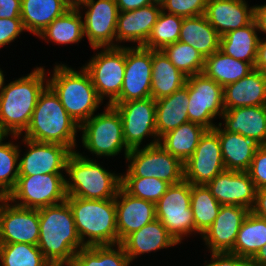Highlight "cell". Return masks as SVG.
I'll use <instances>...</instances> for the list:
<instances>
[{
  "label": "cell",
  "mask_w": 266,
  "mask_h": 266,
  "mask_svg": "<svg viewBox=\"0 0 266 266\" xmlns=\"http://www.w3.org/2000/svg\"><path fill=\"white\" fill-rule=\"evenodd\" d=\"M38 248L52 266H70L85 247L78 235L71 208L65 201L38 209Z\"/></svg>",
  "instance_id": "obj_1"
},
{
  "label": "cell",
  "mask_w": 266,
  "mask_h": 266,
  "mask_svg": "<svg viewBox=\"0 0 266 266\" xmlns=\"http://www.w3.org/2000/svg\"><path fill=\"white\" fill-rule=\"evenodd\" d=\"M45 69L37 67L27 76L10 82L0 94V135L17 138L29 126L39 95L48 85ZM45 84V85H44Z\"/></svg>",
  "instance_id": "obj_2"
},
{
  "label": "cell",
  "mask_w": 266,
  "mask_h": 266,
  "mask_svg": "<svg viewBox=\"0 0 266 266\" xmlns=\"http://www.w3.org/2000/svg\"><path fill=\"white\" fill-rule=\"evenodd\" d=\"M77 129L80 126L62 106L58 95L47 85L39 95L24 138L60 144L75 152Z\"/></svg>",
  "instance_id": "obj_3"
},
{
  "label": "cell",
  "mask_w": 266,
  "mask_h": 266,
  "mask_svg": "<svg viewBox=\"0 0 266 266\" xmlns=\"http://www.w3.org/2000/svg\"><path fill=\"white\" fill-rule=\"evenodd\" d=\"M66 202L84 246L118 244L115 198L92 200L67 196Z\"/></svg>",
  "instance_id": "obj_4"
},
{
  "label": "cell",
  "mask_w": 266,
  "mask_h": 266,
  "mask_svg": "<svg viewBox=\"0 0 266 266\" xmlns=\"http://www.w3.org/2000/svg\"><path fill=\"white\" fill-rule=\"evenodd\" d=\"M47 81L58 95L62 106L79 126L93 116L102 102L84 68L78 72L63 64L55 65L53 76Z\"/></svg>",
  "instance_id": "obj_5"
},
{
  "label": "cell",
  "mask_w": 266,
  "mask_h": 266,
  "mask_svg": "<svg viewBox=\"0 0 266 266\" xmlns=\"http://www.w3.org/2000/svg\"><path fill=\"white\" fill-rule=\"evenodd\" d=\"M67 196L92 200L114 199L121 187V175L108 172L96 161L79 152H72L66 161Z\"/></svg>",
  "instance_id": "obj_6"
},
{
  "label": "cell",
  "mask_w": 266,
  "mask_h": 266,
  "mask_svg": "<svg viewBox=\"0 0 266 266\" xmlns=\"http://www.w3.org/2000/svg\"><path fill=\"white\" fill-rule=\"evenodd\" d=\"M126 159L127 173L121 177L157 178L170 185L184 180V163L167 152L159 142H150L144 148L131 149Z\"/></svg>",
  "instance_id": "obj_7"
},
{
  "label": "cell",
  "mask_w": 266,
  "mask_h": 266,
  "mask_svg": "<svg viewBox=\"0 0 266 266\" xmlns=\"http://www.w3.org/2000/svg\"><path fill=\"white\" fill-rule=\"evenodd\" d=\"M79 130H83V146L96 156H115L124 147L126 158L130 151L124 141L120 113L112 105L107 104L103 113L93 115Z\"/></svg>",
  "instance_id": "obj_8"
},
{
  "label": "cell",
  "mask_w": 266,
  "mask_h": 266,
  "mask_svg": "<svg viewBox=\"0 0 266 266\" xmlns=\"http://www.w3.org/2000/svg\"><path fill=\"white\" fill-rule=\"evenodd\" d=\"M156 219L179 244L182 238L194 232L191 210V184L185 180L170 185L156 202ZM184 235V236H183Z\"/></svg>",
  "instance_id": "obj_9"
},
{
  "label": "cell",
  "mask_w": 266,
  "mask_h": 266,
  "mask_svg": "<svg viewBox=\"0 0 266 266\" xmlns=\"http://www.w3.org/2000/svg\"><path fill=\"white\" fill-rule=\"evenodd\" d=\"M64 177L63 174L19 176L6 198L18 206L31 209L61 203L67 197Z\"/></svg>",
  "instance_id": "obj_10"
},
{
  "label": "cell",
  "mask_w": 266,
  "mask_h": 266,
  "mask_svg": "<svg viewBox=\"0 0 266 266\" xmlns=\"http://www.w3.org/2000/svg\"><path fill=\"white\" fill-rule=\"evenodd\" d=\"M188 119L208 130L214 129L211 121L224 113L223 87L203 72L187 77Z\"/></svg>",
  "instance_id": "obj_11"
},
{
  "label": "cell",
  "mask_w": 266,
  "mask_h": 266,
  "mask_svg": "<svg viewBox=\"0 0 266 266\" xmlns=\"http://www.w3.org/2000/svg\"><path fill=\"white\" fill-rule=\"evenodd\" d=\"M125 46L104 47L83 65L88 72L99 98L109 97L111 105L120 95L125 74Z\"/></svg>",
  "instance_id": "obj_12"
},
{
  "label": "cell",
  "mask_w": 266,
  "mask_h": 266,
  "mask_svg": "<svg viewBox=\"0 0 266 266\" xmlns=\"http://www.w3.org/2000/svg\"><path fill=\"white\" fill-rule=\"evenodd\" d=\"M120 113L124 141L131 150L140 148L144 137L153 136L154 142H159L156 133V102L145 98L111 104ZM157 137V138H156Z\"/></svg>",
  "instance_id": "obj_13"
},
{
  "label": "cell",
  "mask_w": 266,
  "mask_h": 266,
  "mask_svg": "<svg viewBox=\"0 0 266 266\" xmlns=\"http://www.w3.org/2000/svg\"><path fill=\"white\" fill-rule=\"evenodd\" d=\"M224 170L218 133L214 129L207 130L193 155L184 163V180L193 185H207Z\"/></svg>",
  "instance_id": "obj_14"
},
{
  "label": "cell",
  "mask_w": 266,
  "mask_h": 266,
  "mask_svg": "<svg viewBox=\"0 0 266 266\" xmlns=\"http://www.w3.org/2000/svg\"><path fill=\"white\" fill-rule=\"evenodd\" d=\"M135 47H125L124 80L120 95L114 102L151 97L152 49L137 45Z\"/></svg>",
  "instance_id": "obj_15"
},
{
  "label": "cell",
  "mask_w": 266,
  "mask_h": 266,
  "mask_svg": "<svg viewBox=\"0 0 266 266\" xmlns=\"http://www.w3.org/2000/svg\"><path fill=\"white\" fill-rule=\"evenodd\" d=\"M0 243H27L39 241L38 209L10 205L6 197H0Z\"/></svg>",
  "instance_id": "obj_16"
},
{
  "label": "cell",
  "mask_w": 266,
  "mask_h": 266,
  "mask_svg": "<svg viewBox=\"0 0 266 266\" xmlns=\"http://www.w3.org/2000/svg\"><path fill=\"white\" fill-rule=\"evenodd\" d=\"M88 8L83 21L84 36H87L92 49L117 47L116 28L119 9L115 0H86Z\"/></svg>",
  "instance_id": "obj_17"
},
{
  "label": "cell",
  "mask_w": 266,
  "mask_h": 266,
  "mask_svg": "<svg viewBox=\"0 0 266 266\" xmlns=\"http://www.w3.org/2000/svg\"><path fill=\"white\" fill-rule=\"evenodd\" d=\"M23 142L29 150L19 158V176L62 174L60 171L66 170V161L72 153L68 147L27 138Z\"/></svg>",
  "instance_id": "obj_18"
},
{
  "label": "cell",
  "mask_w": 266,
  "mask_h": 266,
  "mask_svg": "<svg viewBox=\"0 0 266 266\" xmlns=\"http://www.w3.org/2000/svg\"><path fill=\"white\" fill-rule=\"evenodd\" d=\"M221 205H238L251 211L256 187L247 171L224 170L206 185Z\"/></svg>",
  "instance_id": "obj_19"
},
{
  "label": "cell",
  "mask_w": 266,
  "mask_h": 266,
  "mask_svg": "<svg viewBox=\"0 0 266 266\" xmlns=\"http://www.w3.org/2000/svg\"><path fill=\"white\" fill-rule=\"evenodd\" d=\"M250 210L238 205H221L218 215L202 237L211 253L230 252Z\"/></svg>",
  "instance_id": "obj_20"
},
{
  "label": "cell",
  "mask_w": 266,
  "mask_h": 266,
  "mask_svg": "<svg viewBox=\"0 0 266 266\" xmlns=\"http://www.w3.org/2000/svg\"><path fill=\"white\" fill-rule=\"evenodd\" d=\"M115 207L118 244L131 233L141 229L143 226L156 219L154 202L134 197L127 193L122 187H120L115 197Z\"/></svg>",
  "instance_id": "obj_21"
},
{
  "label": "cell",
  "mask_w": 266,
  "mask_h": 266,
  "mask_svg": "<svg viewBox=\"0 0 266 266\" xmlns=\"http://www.w3.org/2000/svg\"><path fill=\"white\" fill-rule=\"evenodd\" d=\"M204 15L219 35L223 36L249 25L254 20V6L248 8L245 0H208Z\"/></svg>",
  "instance_id": "obj_22"
},
{
  "label": "cell",
  "mask_w": 266,
  "mask_h": 266,
  "mask_svg": "<svg viewBox=\"0 0 266 266\" xmlns=\"http://www.w3.org/2000/svg\"><path fill=\"white\" fill-rule=\"evenodd\" d=\"M161 11V5L153 3L139 9L119 12L116 42L131 41L137 42L138 46H144Z\"/></svg>",
  "instance_id": "obj_23"
},
{
  "label": "cell",
  "mask_w": 266,
  "mask_h": 266,
  "mask_svg": "<svg viewBox=\"0 0 266 266\" xmlns=\"http://www.w3.org/2000/svg\"><path fill=\"white\" fill-rule=\"evenodd\" d=\"M215 126L221 145L222 159L226 170L247 171L256 151L262 144L253 137H245L238 133H231Z\"/></svg>",
  "instance_id": "obj_24"
},
{
  "label": "cell",
  "mask_w": 266,
  "mask_h": 266,
  "mask_svg": "<svg viewBox=\"0 0 266 266\" xmlns=\"http://www.w3.org/2000/svg\"><path fill=\"white\" fill-rule=\"evenodd\" d=\"M224 110L266 105V74L253 70L237 82L226 85Z\"/></svg>",
  "instance_id": "obj_25"
},
{
  "label": "cell",
  "mask_w": 266,
  "mask_h": 266,
  "mask_svg": "<svg viewBox=\"0 0 266 266\" xmlns=\"http://www.w3.org/2000/svg\"><path fill=\"white\" fill-rule=\"evenodd\" d=\"M223 118L226 131L253 137L266 145V105L228 109Z\"/></svg>",
  "instance_id": "obj_26"
},
{
  "label": "cell",
  "mask_w": 266,
  "mask_h": 266,
  "mask_svg": "<svg viewBox=\"0 0 266 266\" xmlns=\"http://www.w3.org/2000/svg\"><path fill=\"white\" fill-rule=\"evenodd\" d=\"M120 244L127 256L133 261L135 257L141 254L171 247L178 243L168 233L165 226L155 219L128 235Z\"/></svg>",
  "instance_id": "obj_27"
},
{
  "label": "cell",
  "mask_w": 266,
  "mask_h": 266,
  "mask_svg": "<svg viewBox=\"0 0 266 266\" xmlns=\"http://www.w3.org/2000/svg\"><path fill=\"white\" fill-rule=\"evenodd\" d=\"M156 133L160 139L167 132L189 122L187 84L171 95L156 100Z\"/></svg>",
  "instance_id": "obj_28"
},
{
  "label": "cell",
  "mask_w": 266,
  "mask_h": 266,
  "mask_svg": "<svg viewBox=\"0 0 266 266\" xmlns=\"http://www.w3.org/2000/svg\"><path fill=\"white\" fill-rule=\"evenodd\" d=\"M187 76L177 69L162 50H152L151 98L159 100L186 85Z\"/></svg>",
  "instance_id": "obj_29"
},
{
  "label": "cell",
  "mask_w": 266,
  "mask_h": 266,
  "mask_svg": "<svg viewBox=\"0 0 266 266\" xmlns=\"http://www.w3.org/2000/svg\"><path fill=\"white\" fill-rule=\"evenodd\" d=\"M220 38L204 14L183 18L179 41L195 48L204 58L220 49Z\"/></svg>",
  "instance_id": "obj_30"
},
{
  "label": "cell",
  "mask_w": 266,
  "mask_h": 266,
  "mask_svg": "<svg viewBox=\"0 0 266 266\" xmlns=\"http://www.w3.org/2000/svg\"><path fill=\"white\" fill-rule=\"evenodd\" d=\"M25 30L39 35L52 21L69 10L61 0H21Z\"/></svg>",
  "instance_id": "obj_31"
},
{
  "label": "cell",
  "mask_w": 266,
  "mask_h": 266,
  "mask_svg": "<svg viewBox=\"0 0 266 266\" xmlns=\"http://www.w3.org/2000/svg\"><path fill=\"white\" fill-rule=\"evenodd\" d=\"M254 20L245 27L229 31L220 38V50L234 59L250 63L256 62L260 38Z\"/></svg>",
  "instance_id": "obj_32"
},
{
  "label": "cell",
  "mask_w": 266,
  "mask_h": 266,
  "mask_svg": "<svg viewBox=\"0 0 266 266\" xmlns=\"http://www.w3.org/2000/svg\"><path fill=\"white\" fill-rule=\"evenodd\" d=\"M207 130L203 126L189 121L164 134L159 139V144L172 156L185 163L193 155L201 137Z\"/></svg>",
  "instance_id": "obj_33"
},
{
  "label": "cell",
  "mask_w": 266,
  "mask_h": 266,
  "mask_svg": "<svg viewBox=\"0 0 266 266\" xmlns=\"http://www.w3.org/2000/svg\"><path fill=\"white\" fill-rule=\"evenodd\" d=\"M253 70L254 67L250 63L234 59L219 49L205 58L203 73L224 88L247 76Z\"/></svg>",
  "instance_id": "obj_34"
},
{
  "label": "cell",
  "mask_w": 266,
  "mask_h": 266,
  "mask_svg": "<svg viewBox=\"0 0 266 266\" xmlns=\"http://www.w3.org/2000/svg\"><path fill=\"white\" fill-rule=\"evenodd\" d=\"M266 244V219L251 211L243 221L233 249L229 252L251 260Z\"/></svg>",
  "instance_id": "obj_35"
},
{
  "label": "cell",
  "mask_w": 266,
  "mask_h": 266,
  "mask_svg": "<svg viewBox=\"0 0 266 266\" xmlns=\"http://www.w3.org/2000/svg\"><path fill=\"white\" fill-rule=\"evenodd\" d=\"M80 9H69L52 21L38 36L58 44L78 43L84 37ZM48 37V38H47Z\"/></svg>",
  "instance_id": "obj_36"
},
{
  "label": "cell",
  "mask_w": 266,
  "mask_h": 266,
  "mask_svg": "<svg viewBox=\"0 0 266 266\" xmlns=\"http://www.w3.org/2000/svg\"><path fill=\"white\" fill-rule=\"evenodd\" d=\"M85 246L75 254L70 266H129L131 259L121 244Z\"/></svg>",
  "instance_id": "obj_37"
},
{
  "label": "cell",
  "mask_w": 266,
  "mask_h": 266,
  "mask_svg": "<svg viewBox=\"0 0 266 266\" xmlns=\"http://www.w3.org/2000/svg\"><path fill=\"white\" fill-rule=\"evenodd\" d=\"M221 204L212 196L206 185L191 184V210L194 217V232L203 233L216 219Z\"/></svg>",
  "instance_id": "obj_38"
},
{
  "label": "cell",
  "mask_w": 266,
  "mask_h": 266,
  "mask_svg": "<svg viewBox=\"0 0 266 266\" xmlns=\"http://www.w3.org/2000/svg\"><path fill=\"white\" fill-rule=\"evenodd\" d=\"M0 266H52L37 245L0 243Z\"/></svg>",
  "instance_id": "obj_39"
},
{
  "label": "cell",
  "mask_w": 266,
  "mask_h": 266,
  "mask_svg": "<svg viewBox=\"0 0 266 266\" xmlns=\"http://www.w3.org/2000/svg\"><path fill=\"white\" fill-rule=\"evenodd\" d=\"M161 11L152 32L143 47L162 50L166 45L179 41L183 17Z\"/></svg>",
  "instance_id": "obj_40"
},
{
  "label": "cell",
  "mask_w": 266,
  "mask_h": 266,
  "mask_svg": "<svg viewBox=\"0 0 266 266\" xmlns=\"http://www.w3.org/2000/svg\"><path fill=\"white\" fill-rule=\"evenodd\" d=\"M6 135H0V197H7L14 189L19 177L18 145L3 143Z\"/></svg>",
  "instance_id": "obj_41"
},
{
  "label": "cell",
  "mask_w": 266,
  "mask_h": 266,
  "mask_svg": "<svg viewBox=\"0 0 266 266\" xmlns=\"http://www.w3.org/2000/svg\"><path fill=\"white\" fill-rule=\"evenodd\" d=\"M162 51L187 77L203 72L205 58L192 46L177 41L166 45Z\"/></svg>",
  "instance_id": "obj_42"
},
{
  "label": "cell",
  "mask_w": 266,
  "mask_h": 266,
  "mask_svg": "<svg viewBox=\"0 0 266 266\" xmlns=\"http://www.w3.org/2000/svg\"><path fill=\"white\" fill-rule=\"evenodd\" d=\"M170 186L164 180L157 178L121 177V187L130 195L156 202L166 193Z\"/></svg>",
  "instance_id": "obj_43"
},
{
  "label": "cell",
  "mask_w": 266,
  "mask_h": 266,
  "mask_svg": "<svg viewBox=\"0 0 266 266\" xmlns=\"http://www.w3.org/2000/svg\"><path fill=\"white\" fill-rule=\"evenodd\" d=\"M208 0H165L161 5L162 10L169 14L187 18L203 15Z\"/></svg>",
  "instance_id": "obj_44"
},
{
  "label": "cell",
  "mask_w": 266,
  "mask_h": 266,
  "mask_svg": "<svg viewBox=\"0 0 266 266\" xmlns=\"http://www.w3.org/2000/svg\"><path fill=\"white\" fill-rule=\"evenodd\" d=\"M247 172L256 189L266 188V145L256 151Z\"/></svg>",
  "instance_id": "obj_45"
},
{
  "label": "cell",
  "mask_w": 266,
  "mask_h": 266,
  "mask_svg": "<svg viewBox=\"0 0 266 266\" xmlns=\"http://www.w3.org/2000/svg\"><path fill=\"white\" fill-rule=\"evenodd\" d=\"M23 31L26 30L21 18L0 19V48L14 41Z\"/></svg>",
  "instance_id": "obj_46"
},
{
  "label": "cell",
  "mask_w": 266,
  "mask_h": 266,
  "mask_svg": "<svg viewBox=\"0 0 266 266\" xmlns=\"http://www.w3.org/2000/svg\"><path fill=\"white\" fill-rule=\"evenodd\" d=\"M211 258L205 266H251L250 260L229 252L212 253Z\"/></svg>",
  "instance_id": "obj_47"
},
{
  "label": "cell",
  "mask_w": 266,
  "mask_h": 266,
  "mask_svg": "<svg viewBox=\"0 0 266 266\" xmlns=\"http://www.w3.org/2000/svg\"><path fill=\"white\" fill-rule=\"evenodd\" d=\"M21 0H0V19L21 18Z\"/></svg>",
  "instance_id": "obj_48"
},
{
  "label": "cell",
  "mask_w": 266,
  "mask_h": 266,
  "mask_svg": "<svg viewBox=\"0 0 266 266\" xmlns=\"http://www.w3.org/2000/svg\"><path fill=\"white\" fill-rule=\"evenodd\" d=\"M251 212L266 219V188L256 190L255 203Z\"/></svg>",
  "instance_id": "obj_49"
},
{
  "label": "cell",
  "mask_w": 266,
  "mask_h": 266,
  "mask_svg": "<svg viewBox=\"0 0 266 266\" xmlns=\"http://www.w3.org/2000/svg\"><path fill=\"white\" fill-rule=\"evenodd\" d=\"M119 12L139 9L153 4L152 0H115Z\"/></svg>",
  "instance_id": "obj_50"
},
{
  "label": "cell",
  "mask_w": 266,
  "mask_h": 266,
  "mask_svg": "<svg viewBox=\"0 0 266 266\" xmlns=\"http://www.w3.org/2000/svg\"><path fill=\"white\" fill-rule=\"evenodd\" d=\"M254 69L266 74V39H260Z\"/></svg>",
  "instance_id": "obj_51"
},
{
  "label": "cell",
  "mask_w": 266,
  "mask_h": 266,
  "mask_svg": "<svg viewBox=\"0 0 266 266\" xmlns=\"http://www.w3.org/2000/svg\"><path fill=\"white\" fill-rule=\"evenodd\" d=\"M254 22L258 31L266 33V4L254 6Z\"/></svg>",
  "instance_id": "obj_52"
},
{
  "label": "cell",
  "mask_w": 266,
  "mask_h": 266,
  "mask_svg": "<svg viewBox=\"0 0 266 266\" xmlns=\"http://www.w3.org/2000/svg\"><path fill=\"white\" fill-rule=\"evenodd\" d=\"M251 266H266V244L250 260Z\"/></svg>",
  "instance_id": "obj_53"
},
{
  "label": "cell",
  "mask_w": 266,
  "mask_h": 266,
  "mask_svg": "<svg viewBox=\"0 0 266 266\" xmlns=\"http://www.w3.org/2000/svg\"><path fill=\"white\" fill-rule=\"evenodd\" d=\"M68 9H79L86 0H61Z\"/></svg>",
  "instance_id": "obj_54"
},
{
  "label": "cell",
  "mask_w": 266,
  "mask_h": 266,
  "mask_svg": "<svg viewBox=\"0 0 266 266\" xmlns=\"http://www.w3.org/2000/svg\"><path fill=\"white\" fill-rule=\"evenodd\" d=\"M4 88H5V86H4V74H3V71L0 69V94Z\"/></svg>",
  "instance_id": "obj_55"
},
{
  "label": "cell",
  "mask_w": 266,
  "mask_h": 266,
  "mask_svg": "<svg viewBox=\"0 0 266 266\" xmlns=\"http://www.w3.org/2000/svg\"><path fill=\"white\" fill-rule=\"evenodd\" d=\"M165 0H152L153 3L162 5Z\"/></svg>",
  "instance_id": "obj_56"
}]
</instances>
